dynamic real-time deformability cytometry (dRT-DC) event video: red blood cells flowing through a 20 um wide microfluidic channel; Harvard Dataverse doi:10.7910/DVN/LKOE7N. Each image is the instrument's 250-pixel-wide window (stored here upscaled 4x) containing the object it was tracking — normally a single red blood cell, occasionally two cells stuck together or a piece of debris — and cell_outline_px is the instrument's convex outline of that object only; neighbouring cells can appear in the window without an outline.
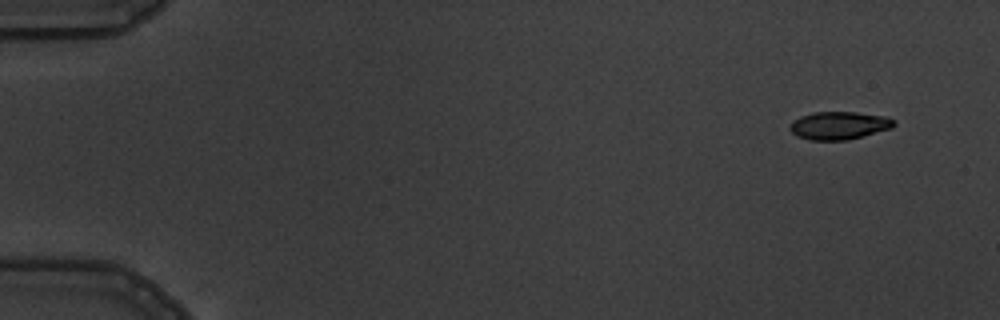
{"species": "common noctule bat (a hibernating species)", "species_latin": "Nyctalus noctula", "temperature_condition": "warm", "stored_images_in_passage": 5, "camera_frame_rate_fps": 3000, "um_per_image_px": 0.085, "animal": {"sex": "male", "body_mass_g": 19.5, "forearm_length_mm": 54.6}, "frame": {"image": 1, "passage_image": 1, "time_ms": 0.0, "image_size_px": [1000, 320], "cell_outline_px": [[896, 124], [892, 128], [848, 140], [808, 140], [796, 136], [788, 128], [800, 116], [816, 112], [856, 112], [884, 116], [896, 120]], "centroid_in_image_um": [71.34, 10.67], "position_along_channel_um": 13.7, "area_um2": 16.88}}
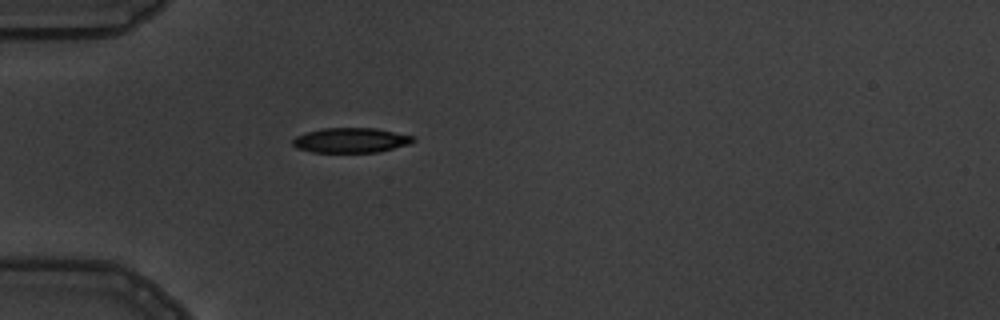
{"frame": {"image": 2, "passage_image": 5, "time_ms": 4.333, "image_size_px": [1000, 320], "cell_outline_px": [[416, 140], [408, 144], [376, 152], [312, 152], [296, 148], [292, 144], [292, 140], [296, 136], [308, 132], [324, 128], [376, 128], [412, 136]], "centroid_in_image_um": [29.78, 11.92], "position_along_channel_um": 55.2, "area_um2": 17.22}}